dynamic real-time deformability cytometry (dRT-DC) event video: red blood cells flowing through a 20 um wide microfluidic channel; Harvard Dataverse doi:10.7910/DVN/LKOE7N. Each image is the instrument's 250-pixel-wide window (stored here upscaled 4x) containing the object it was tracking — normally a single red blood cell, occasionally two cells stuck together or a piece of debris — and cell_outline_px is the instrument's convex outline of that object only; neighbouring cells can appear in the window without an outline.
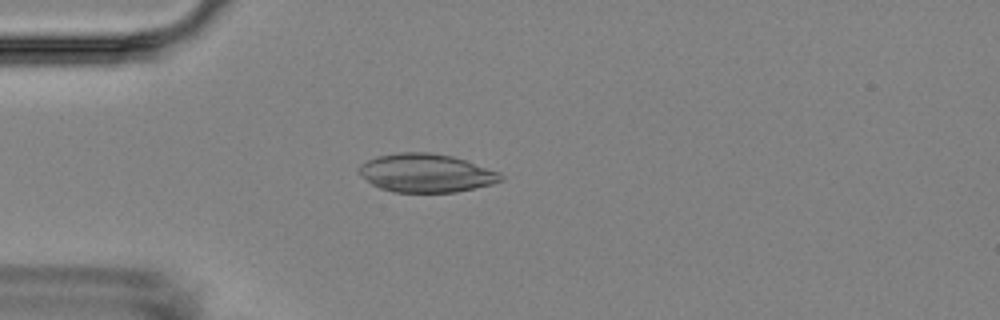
{"species": "Egyptian fruit bat (a non-hibernating species)", "species_latin": "Rousettus aegyptiacus", "temperature_condition": "room temperature", "stored_images_in_passage": 4, "camera_frame_rate_fps": 3000, "um_per_image_px": 0.085, "animal": {"sex": "female"}, "frame": {"image": 1, "passage_image": 3, "time_ms": 2.333, "image_size_px": [1000, 320], "cell_outline_px": [[504, 180], [492, 184], [456, 192], [392, 192], [380, 188], [372, 184], [356, 172], [356, 168], [360, 164], [376, 156], [400, 152], [432, 152], [452, 156], [468, 160], [500, 172], [504, 176]], "centroid_in_image_um": [36.22, 14.7], "position_along_channel_um": 48.8, "area_um2": 32.19}}